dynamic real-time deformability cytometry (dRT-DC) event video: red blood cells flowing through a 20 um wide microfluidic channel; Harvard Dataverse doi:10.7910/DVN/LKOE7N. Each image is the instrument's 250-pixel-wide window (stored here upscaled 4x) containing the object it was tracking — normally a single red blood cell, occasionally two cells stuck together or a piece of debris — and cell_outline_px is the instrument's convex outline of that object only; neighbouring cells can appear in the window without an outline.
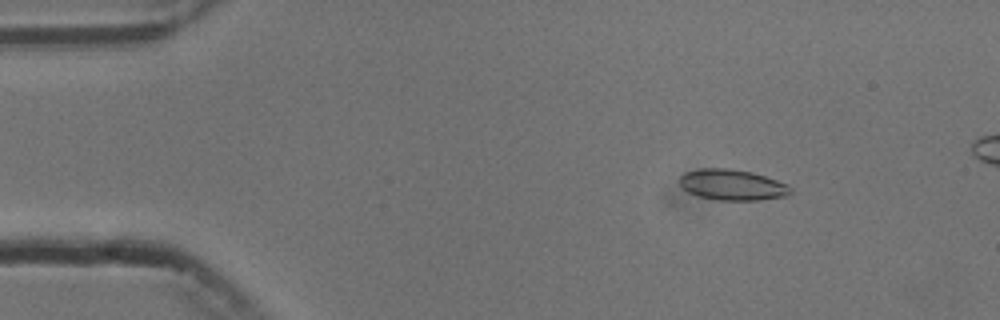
{"species": "common noctule bat (a hibernating species)", "species_latin": "Nyctalus noctula", "temperature_condition": "cold", "stored_images_in_passage": 9, "camera_frame_rate_fps": 3000, "um_per_image_px": 0.085, "animal": {"sex": "male", "body_mass_g": 13.3}, "frame": {"image": 1, "passage_image": 3, "time_ms": 2.333, "image_size_px": [1000, 320], "cell_outline_px": [[792, 192], [788, 196], [760, 200], [720, 200], [700, 196], [688, 192], [680, 184], [680, 176], [684, 172], [700, 168], [728, 168], [752, 172], [788, 184], [792, 188]], "centroid_in_image_um": [62.27, 15.71], "position_along_channel_um": 22.7, "area_um2": 19.94}}
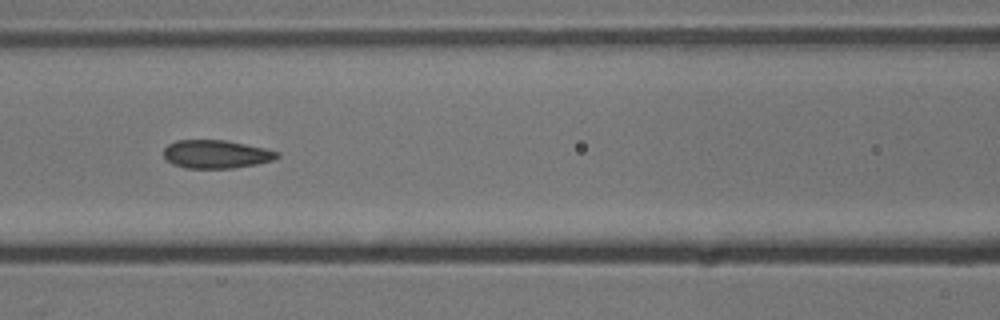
{"frame": {"image": 2, "passage_image": 7, "time_ms": 7.667, "image_size_px": [1000, 320], "cell_outline_px": [[280, 156], [272, 160], [256, 164], [232, 168], [184, 168], [172, 164], [164, 160], [164, 148], [168, 144], [176, 140], [224, 140], [264, 148], [280, 152]], "centroid_in_image_um": [18.33, 13.11], "position_along_channel_um": 148.3, "area_um2": 18.73}}
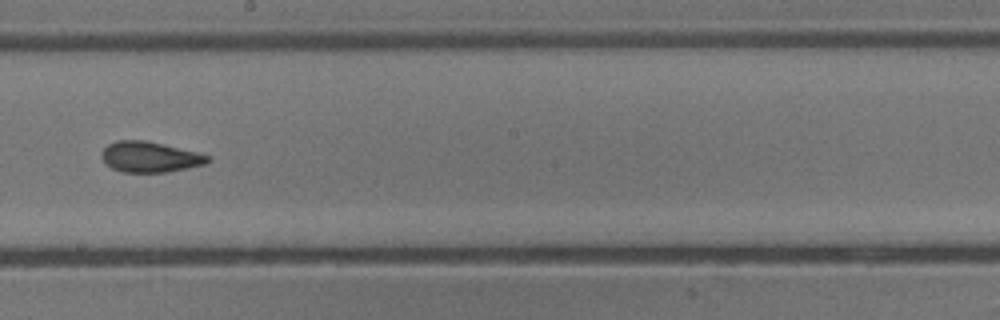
{"frame": {"image": 3, "passage_image": 9, "time_ms": 10.0, "image_size_px": [1000, 320], "cell_outline_px": [[212, 160], [204, 164], [168, 172], [124, 172], [112, 168], [100, 156], [104, 148], [108, 144], [116, 140], [144, 140], [164, 144], [196, 152], [208, 156]], "centroid_in_image_um": [12.73, 13.33], "position_along_channel_um": 235.5, "area_um2": 18.73}}